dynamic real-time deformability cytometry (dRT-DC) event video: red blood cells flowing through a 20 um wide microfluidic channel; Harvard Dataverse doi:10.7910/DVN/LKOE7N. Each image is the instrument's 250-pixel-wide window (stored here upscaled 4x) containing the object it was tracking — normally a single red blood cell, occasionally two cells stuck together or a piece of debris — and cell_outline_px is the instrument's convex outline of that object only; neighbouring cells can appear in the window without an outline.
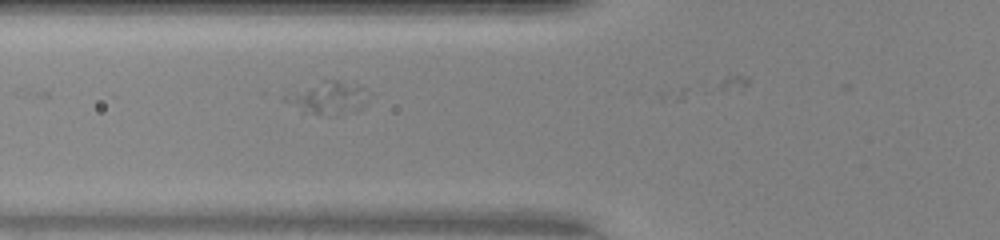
{"species": "human", "species_latin": "Homo sapiens", "temperature_condition": "warm", "stored_images_in_passage": 10, "camera_frame_rate_fps": 3000, "um_per_image_px": 0.085, "donor": {"sex": "female"}, "frame": {"image": 1, "passage_image": 3, "time_ms": 0.667, "image_size_px": [1000, 240], "cell_outline_px": [[372, 92], [364, 108], [360, 112], [344, 116], [328, 116], [304, 112], [280, 100], [280, 96], [292, 84], [324, 80], [356, 80]], "centroid_in_image_um": [27.87, 8.26], "position_along_channel_um": 97.9, "area_um2": 18.5}}
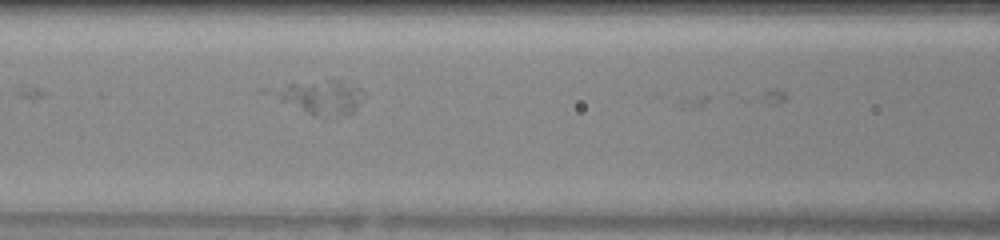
{"frame": {"image": 2, "passage_image": 6, "time_ms": 1.667, "image_size_px": [1000, 240], "cell_outline_px": [[368, 92], [352, 112], [336, 120], [308, 112], [280, 100], [280, 92], [288, 84], [332, 76], [356, 84]], "centroid_in_image_um": [27.57, 8.21], "position_along_channel_um": 139.0, "area_um2": 18.09}}
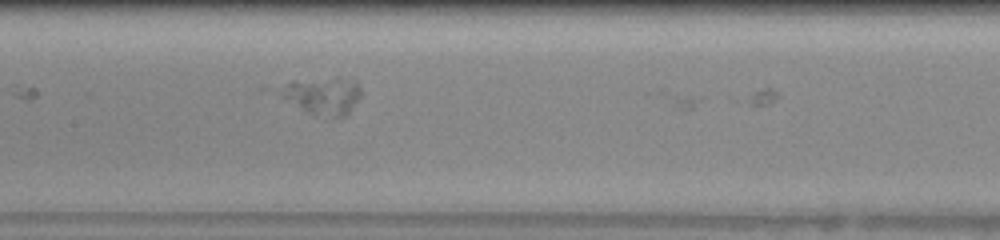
{"frame": {"image": 3, "passage_image": 9, "time_ms": 2.667, "image_size_px": [1000, 240], "cell_outline_px": [[360, 96], [348, 116], [332, 120], [308, 112], [260, 88], [292, 80], [336, 76], [356, 80], [360, 88]], "centroid_in_image_um": [27.19, 8.1], "position_along_channel_um": 180.2, "area_um2": 19.71}}